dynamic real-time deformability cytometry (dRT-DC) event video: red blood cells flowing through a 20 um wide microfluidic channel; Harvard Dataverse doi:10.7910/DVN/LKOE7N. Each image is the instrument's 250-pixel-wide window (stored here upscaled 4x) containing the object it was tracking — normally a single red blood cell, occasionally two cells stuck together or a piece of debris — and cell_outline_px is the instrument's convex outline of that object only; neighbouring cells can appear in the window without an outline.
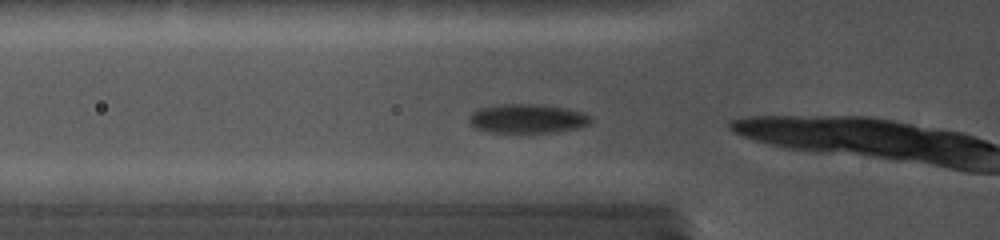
{"species": "common noctule bat (a hibernating species)", "species_latin": "Nyctalus noctula", "temperature_condition": "cold", "stored_images_in_passage": 7, "camera_frame_rate_fps": 5000, "um_per_image_px": 0.085, "animal": {"sex": "female", "body_mass_g": 19.0, "forearm_length_mm": 56.7}, "frame": {"image": 1, "passage_image": 2, "time_ms": 0.4, "image_size_px": [1000, 240], "cell_outline_px": [[592, 120], [588, 124], [576, 128], [552, 132], [492, 132], [476, 128], [468, 124], [468, 116], [472, 112], [480, 108], [504, 104], [528, 104], [564, 108], [584, 112], [592, 116]], "centroid_in_image_um": [44.8, 10.08], "position_along_channel_um": 81.0, "area_um2": 20.4}}